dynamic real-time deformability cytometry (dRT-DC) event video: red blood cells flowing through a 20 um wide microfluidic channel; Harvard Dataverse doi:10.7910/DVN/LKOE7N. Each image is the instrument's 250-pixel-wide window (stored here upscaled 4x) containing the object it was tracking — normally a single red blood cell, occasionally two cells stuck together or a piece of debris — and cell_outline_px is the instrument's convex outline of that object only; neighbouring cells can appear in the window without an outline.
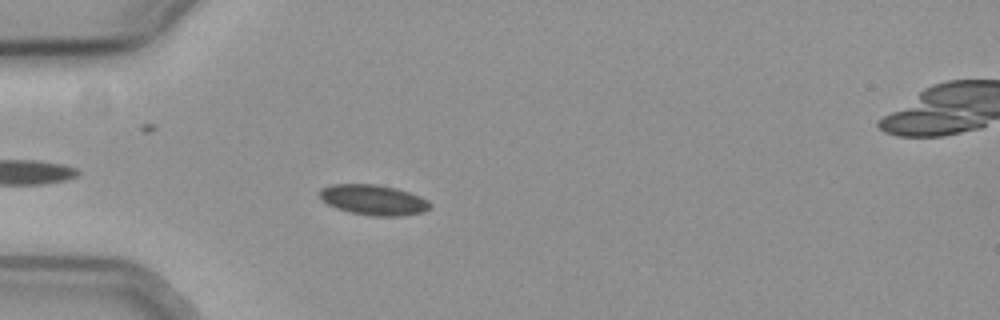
{"species": "common noctule bat (a hibernating species)", "species_latin": "Nyctalus noctula", "temperature_condition": "cold", "stored_images_in_passage": 36, "camera_frame_rate_fps": 3000, "um_per_image_px": 0.085, "animal": {"sex": "female", "body_mass_g": 19.3, "forearm_length_mm": 54.1}, "frame": {"image": 1, "passage_image": 6, "time_ms": 1.667, "image_size_px": [1000, 320], "cell_outline_px": [[432, 204], [424, 212], [400, 216], [372, 216], [352, 212], [336, 208], [320, 200], [320, 188], [332, 184], [376, 184], [396, 188], [420, 196], [428, 200]], "centroid_in_image_um": [31.74, 16.99], "position_along_channel_um": 53.3, "area_um2": 19.54}}
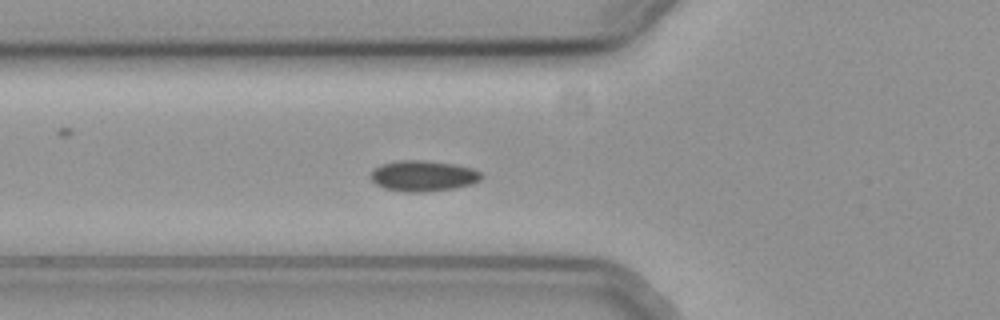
{"frame": {"image": 2, "passage_image": 10, "time_ms": 3.0, "image_size_px": [1000, 320], "cell_outline_px": [[484, 176], [480, 180], [472, 184], [456, 188], [420, 192], [404, 192], [384, 188], [376, 184], [372, 180], [372, 172], [380, 164], [396, 160], [424, 160], [456, 164], [472, 168], [480, 172]], "centroid_in_image_um": [36.0, 14.94], "position_along_channel_um": 89.8, "area_um2": 19.94}, "authors_computed_cell_mechanics": {"area_um2": 19.3052, "velocity_mm_per_s": 3.6767, "shape_relaxation_time_tau1_ms": null, "shape_relaxation_time_tau2_ms": 9.403, "deformation_change_tau1": null, "deformation_change_tau2": 0.0822}}